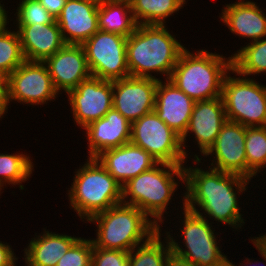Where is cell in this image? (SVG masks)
<instances>
[{
	"instance_id": "cell-1",
	"label": "cell",
	"mask_w": 266,
	"mask_h": 266,
	"mask_svg": "<svg viewBox=\"0 0 266 266\" xmlns=\"http://www.w3.org/2000/svg\"><path fill=\"white\" fill-rule=\"evenodd\" d=\"M184 172L186 191L182 201L185 202L187 210L206 220L208 216L213 221L233 226L232 228L236 230L245 224L240 213L238 196L243 192L245 194L246 185L250 182L248 178L210 167L205 171L201 167L184 166ZM204 213L207 215L204 216Z\"/></svg>"
},
{
	"instance_id": "cell-2",
	"label": "cell",
	"mask_w": 266,
	"mask_h": 266,
	"mask_svg": "<svg viewBox=\"0 0 266 266\" xmlns=\"http://www.w3.org/2000/svg\"><path fill=\"white\" fill-rule=\"evenodd\" d=\"M184 45L165 25L142 24L127 37L126 55L130 76L155 78L161 73L169 79Z\"/></svg>"
},
{
	"instance_id": "cell-3",
	"label": "cell",
	"mask_w": 266,
	"mask_h": 266,
	"mask_svg": "<svg viewBox=\"0 0 266 266\" xmlns=\"http://www.w3.org/2000/svg\"><path fill=\"white\" fill-rule=\"evenodd\" d=\"M232 70L228 58L204 49L194 54L184 49L169 78L181 91L196 101L221 97L223 82Z\"/></svg>"
},
{
	"instance_id": "cell-4",
	"label": "cell",
	"mask_w": 266,
	"mask_h": 266,
	"mask_svg": "<svg viewBox=\"0 0 266 266\" xmlns=\"http://www.w3.org/2000/svg\"><path fill=\"white\" fill-rule=\"evenodd\" d=\"M178 180L185 183L184 165L158 163L122 186V203L143 211L160 228L171 197L179 187Z\"/></svg>"
},
{
	"instance_id": "cell-5",
	"label": "cell",
	"mask_w": 266,
	"mask_h": 266,
	"mask_svg": "<svg viewBox=\"0 0 266 266\" xmlns=\"http://www.w3.org/2000/svg\"><path fill=\"white\" fill-rule=\"evenodd\" d=\"M88 222L97 223L93 247L128 252L159 230L143 211L122 202L96 214Z\"/></svg>"
},
{
	"instance_id": "cell-6",
	"label": "cell",
	"mask_w": 266,
	"mask_h": 266,
	"mask_svg": "<svg viewBox=\"0 0 266 266\" xmlns=\"http://www.w3.org/2000/svg\"><path fill=\"white\" fill-rule=\"evenodd\" d=\"M68 190L70 207L81 220L88 221L98 213L122 202V185L105 169L97 158L88 157L75 171Z\"/></svg>"
},
{
	"instance_id": "cell-7",
	"label": "cell",
	"mask_w": 266,
	"mask_h": 266,
	"mask_svg": "<svg viewBox=\"0 0 266 266\" xmlns=\"http://www.w3.org/2000/svg\"><path fill=\"white\" fill-rule=\"evenodd\" d=\"M253 79L241 78L233 69L226 75L221 98L228 121L246 127L266 126V86Z\"/></svg>"
},
{
	"instance_id": "cell-8",
	"label": "cell",
	"mask_w": 266,
	"mask_h": 266,
	"mask_svg": "<svg viewBox=\"0 0 266 266\" xmlns=\"http://www.w3.org/2000/svg\"><path fill=\"white\" fill-rule=\"evenodd\" d=\"M183 203L184 219L182 220L183 227L182 243L185 248L171 236L170 232L166 233V237L169 240L171 251L178 256L191 261L198 266H216L224 261L227 256L223 254L220 248L217 246V237L214 234L215 228L212 227V223H209V219H205L193 211H189L185 208V202ZM214 229V230H213Z\"/></svg>"
},
{
	"instance_id": "cell-9",
	"label": "cell",
	"mask_w": 266,
	"mask_h": 266,
	"mask_svg": "<svg viewBox=\"0 0 266 266\" xmlns=\"http://www.w3.org/2000/svg\"><path fill=\"white\" fill-rule=\"evenodd\" d=\"M130 143L147 151L158 163L183 165L187 160L181 137L155 111L131 123Z\"/></svg>"
},
{
	"instance_id": "cell-10",
	"label": "cell",
	"mask_w": 266,
	"mask_h": 266,
	"mask_svg": "<svg viewBox=\"0 0 266 266\" xmlns=\"http://www.w3.org/2000/svg\"><path fill=\"white\" fill-rule=\"evenodd\" d=\"M127 37L98 30L82 46L91 76L105 81H116L130 76Z\"/></svg>"
},
{
	"instance_id": "cell-11",
	"label": "cell",
	"mask_w": 266,
	"mask_h": 266,
	"mask_svg": "<svg viewBox=\"0 0 266 266\" xmlns=\"http://www.w3.org/2000/svg\"><path fill=\"white\" fill-rule=\"evenodd\" d=\"M59 95L44 62L25 60L8 76L7 109L11 101L43 105Z\"/></svg>"
},
{
	"instance_id": "cell-12",
	"label": "cell",
	"mask_w": 266,
	"mask_h": 266,
	"mask_svg": "<svg viewBox=\"0 0 266 266\" xmlns=\"http://www.w3.org/2000/svg\"><path fill=\"white\" fill-rule=\"evenodd\" d=\"M67 95L74 121L78 126L85 128L104 117L113 107V81L90 76Z\"/></svg>"
},
{
	"instance_id": "cell-13",
	"label": "cell",
	"mask_w": 266,
	"mask_h": 266,
	"mask_svg": "<svg viewBox=\"0 0 266 266\" xmlns=\"http://www.w3.org/2000/svg\"><path fill=\"white\" fill-rule=\"evenodd\" d=\"M158 79L126 77L113 81V108L130 123L154 111Z\"/></svg>"
},
{
	"instance_id": "cell-14",
	"label": "cell",
	"mask_w": 266,
	"mask_h": 266,
	"mask_svg": "<svg viewBox=\"0 0 266 266\" xmlns=\"http://www.w3.org/2000/svg\"><path fill=\"white\" fill-rule=\"evenodd\" d=\"M245 139L246 126L227 120L214 144L204 154L206 157L215 155L209 167L247 178Z\"/></svg>"
},
{
	"instance_id": "cell-15",
	"label": "cell",
	"mask_w": 266,
	"mask_h": 266,
	"mask_svg": "<svg viewBox=\"0 0 266 266\" xmlns=\"http://www.w3.org/2000/svg\"><path fill=\"white\" fill-rule=\"evenodd\" d=\"M227 122L225 107L221 97L196 101L184 136L181 138L183 151L188 158L186 138L193 133L200 152L204 155L215 140L223 125Z\"/></svg>"
},
{
	"instance_id": "cell-16",
	"label": "cell",
	"mask_w": 266,
	"mask_h": 266,
	"mask_svg": "<svg viewBox=\"0 0 266 266\" xmlns=\"http://www.w3.org/2000/svg\"><path fill=\"white\" fill-rule=\"evenodd\" d=\"M98 7L95 0H66L56 18L65 44L82 45L99 30Z\"/></svg>"
},
{
	"instance_id": "cell-17",
	"label": "cell",
	"mask_w": 266,
	"mask_h": 266,
	"mask_svg": "<svg viewBox=\"0 0 266 266\" xmlns=\"http://www.w3.org/2000/svg\"><path fill=\"white\" fill-rule=\"evenodd\" d=\"M44 63L58 93L67 94L91 76L82 45L65 44Z\"/></svg>"
},
{
	"instance_id": "cell-18",
	"label": "cell",
	"mask_w": 266,
	"mask_h": 266,
	"mask_svg": "<svg viewBox=\"0 0 266 266\" xmlns=\"http://www.w3.org/2000/svg\"><path fill=\"white\" fill-rule=\"evenodd\" d=\"M96 158L122 186L158 164L147 151L132 143L105 150Z\"/></svg>"
},
{
	"instance_id": "cell-19",
	"label": "cell",
	"mask_w": 266,
	"mask_h": 266,
	"mask_svg": "<svg viewBox=\"0 0 266 266\" xmlns=\"http://www.w3.org/2000/svg\"><path fill=\"white\" fill-rule=\"evenodd\" d=\"M194 104L195 101L172 81L158 80L154 111L181 138L188 127Z\"/></svg>"
},
{
	"instance_id": "cell-20",
	"label": "cell",
	"mask_w": 266,
	"mask_h": 266,
	"mask_svg": "<svg viewBox=\"0 0 266 266\" xmlns=\"http://www.w3.org/2000/svg\"><path fill=\"white\" fill-rule=\"evenodd\" d=\"M89 156L96 158L105 150L130 143L131 123L113 107L104 117L87 125Z\"/></svg>"
},
{
	"instance_id": "cell-21",
	"label": "cell",
	"mask_w": 266,
	"mask_h": 266,
	"mask_svg": "<svg viewBox=\"0 0 266 266\" xmlns=\"http://www.w3.org/2000/svg\"><path fill=\"white\" fill-rule=\"evenodd\" d=\"M223 8L220 20L231 33L240 38L252 39L251 42L266 37V14L256 2L238 0Z\"/></svg>"
},
{
	"instance_id": "cell-22",
	"label": "cell",
	"mask_w": 266,
	"mask_h": 266,
	"mask_svg": "<svg viewBox=\"0 0 266 266\" xmlns=\"http://www.w3.org/2000/svg\"><path fill=\"white\" fill-rule=\"evenodd\" d=\"M16 28L28 61L44 62L65 45L56 21L52 24L17 25Z\"/></svg>"
},
{
	"instance_id": "cell-23",
	"label": "cell",
	"mask_w": 266,
	"mask_h": 266,
	"mask_svg": "<svg viewBox=\"0 0 266 266\" xmlns=\"http://www.w3.org/2000/svg\"><path fill=\"white\" fill-rule=\"evenodd\" d=\"M31 238L24 249L26 266H56L65 252L80 238L64 234H56L44 230L42 234Z\"/></svg>"
},
{
	"instance_id": "cell-24",
	"label": "cell",
	"mask_w": 266,
	"mask_h": 266,
	"mask_svg": "<svg viewBox=\"0 0 266 266\" xmlns=\"http://www.w3.org/2000/svg\"><path fill=\"white\" fill-rule=\"evenodd\" d=\"M137 26L131 4L113 0L99 2L98 28L100 30L128 37Z\"/></svg>"
},
{
	"instance_id": "cell-25",
	"label": "cell",
	"mask_w": 266,
	"mask_h": 266,
	"mask_svg": "<svg viewBox=\"0 0 266 266\" xmlns=\"http://www.w3.org/2000/svg\"><path fill=\"white\" fill-rule=\"evenodd\" d=\"M186 3L185 0H134L131 9L138 25H166V19Z\"/></svg>"
},
{
	"instance_id": "cell-26",
	"label": "cell",
	"mask_w": 266,
	"mask_h": 266,
	"mask_svg": "<svg viewBox=\"0 0 266 266\" xmlns=\"http://www.w3.org/2000/svg\"><path fill=\"white\" fill-rule=\"evenodd\" d=\"M161 227L146 242L129 252L130 266H166L171 251L167 237L165 245L161 238ZM167 240V241H166Z\"/></svg>"
},
{
	"instance_id": "cell-27",
	"label": "cell",
	"mask_w": 266,
	"mask_h": 266,
	"mask_svg": "<svg viewBox=\"0 0 266 266\" xmlns=\"http://www.w3.org/2000/svg\"><path fill=\"white\" fill-rule=\"evenodd\" d=\"M232 69L247 78L266 73V37L240 47L232 56Z\"/></svg>"
},
{
	"instance_id": "cell-28",
	"label": "cell",
	"mask_w": 266,
	"mask_h": 266,
	"mask_svg": "<svg viewBox=\"0 0 266 266\" xmlns=\"http://www.w3.org/2000/svg\"><path fill=\"white\" fill-rule=\"evenodd\" d=\"M29 155L21 153L9 154L0 153V188L3 186L19 185L20 189H24L22 182L29 180L34 171V163Z\"/></svg>"
},
{
	"instance_id": "cell-29",
	"label": "cell",
	"mask_w": 266,
	"mask_h": 266,
	"mask_svg": "<svg viewBox=\"0 0 266 266\" xmlns=\"http://www.w3.org/2000/svg\"><path fill=\"white\" fill-rule=\"evenodd\" d=\"M245 151L251 180L266 167V126L246 127Z\"/></svg>"
},
{
	"instance_id": "cell-30",
	"label": "cell",
	"mask_w": 266,
	"mask_h": 266,
	"mask_svg": "<svg viewBox=\"0 0 266 266\" xmlns=\"http://www.w3.org/2000/svg\"><path fill=\"white\" fill-rule=\"evenodd\" d=\"M18 32L7 28L0 32V71L7 76L14 72L24 61Z\"/></svg>"
},
{
	"instance_id": "cell-31",
	"label": "cell",
	"mask_w": 266,
	"mask_h": 266,
	"mask_svg": "<svg viewBox=\"0 0 266 266\" xmlns=\"http://www.w3.org/2000/svg\"><path fill=\"white\" fill-rule=\"evenodd\" d=\"M21 1L15 13L17 25L52 24L56 21L38 0Z\"/></svg>"
},
{
	"instance_id": "cell-32",
	"label": "cell",
	"mask_w": 266,
	"mask_h": 266,
	"mask_svg": "<svg viewBox=\"0 0 266 266\" xmlns=\"http://www.w3.org/2000/svg\"><path fill=\"white\" fill-rule=\"evenodd\" d=\"M92 253V240L80 237L59 259L56 266H91Z\"/></svg>"
},
{
	"instance_id": "cell-33",
	"label": "cell",
	"mask_w": 266,
	"mask_h": 266,
	"mask_svg": "<svg viewBox=\"0 0 266 266\" xmlns=\"http://www.w3.org/2000/svg\"><path fill=\"white\" fill-rule=\"evenodd\" d=\"M91 266H130L129 252L93 247Z\"/></svg>"
},
{
	"instance_id": "cell-34",
	"label": "cell",
	"mask_w": 266,
	"mask_h": 266,
	"mask_svg": "<svg viewBox=\"0 0 266 266\" xmlns=\"http://www.w3.org/2000/svg\"><path fill=\"white\" fill-rule=\"evenodd\" d=\"M16 255L7 243L0 241V266H15L16 265Z\"/></svg>"
},
{
	"instance_id": "cell-35",
	"label": "cell",
	"mask_w": 266,
	"mask_h": 266,
	"mask_svg": "<svg viewBox=\"0 0 266 266\" xmlns=\"http://www.w3.org/2000/svg\"><path fill=\"white\" fill-rule=\"evenodd\" d=\"M8 76L0 71V118L7 112Z\"/></svg>"
},
{
	"instance_id": "cell-36",
	"label": "cell",
	"mask_w": 266,
	"mask_h": 266,
	"mask_svg": "<svg viewBox=\"0 0 266 266\" xmlns=\"http://www.w3.org/2000/svg\"><path fill=\"white\" fill-rule=\"evenodd\" d=\"M38 1L54 18H57L60 15L66 3V0H38Z\"/></svg>"
},
{
	"instance_id": "cell-37",
	"label": "cell",
	"mask_w": 266,
	"mask_h": 266,
	"mask_svg": "<svg viewBox=\"0 0 266 266\" xmlns=\"http://www.w3.org/2000/svg\"><path fill=\"white\" fill-rule=\"evenodd\" d=\"M166 266H198V265L171 252Z\"/></svg>"
},
{
	"instance_id": "cell-38",
	"label": "cell",
	"mask_w": 266,
	"mask_h": 266,
	"mask_svg": "<svg viewBox=\"0 0 266 266\" xmlns=\"http://www.w3.org/2000/svg\"><path fill=\"white\" fill-rule=\"evenodd\" d=\"M259 237L251 238V242H253L265 255H266V233Z\"/></svg>"
},
{
	"instance_id": "cell-39",
	"label": "cell",
	"mask_w": 266,
	"mask_h": 266,
	"mask_svg": "<svg viewBox=\"0 0 266 266\" xmlns=\"http://www.w3.org/2000/svg\"><path fill=\"white\" fill-rule=\"evenodd\" d=\"M3 6L4 4L2 5L0 2V32L6 29L7 23L9 22V19L7 18L8 12Z\"/></svg>"
},
{
	"instance_id": "cell-40",
	"label": "cell",
	"mask_w": 266,
	"mask_h": 266,
	"mask_svg": "<svg viewBox=\"0 0 266 266\" xmlns=\"http://www.w3.org/2000/svg\"><path fill=\"white\" fill-rule=\"evenodd\" d=\"M245 260H246V262H245L246 264H245V263L243 264L242 262L239 263V264H240L241 266H244V265H245V266H254V265L256 266V264H257V260H256V264H254V265H253V262L251 261L252 259L246 258ZM249 264H250V265H249ZM251 264H252V265H251ZM240 265H239V266H240ZM230 266H237V265H235V263L233 264V262L231 261V262H230ZM264 266H265V265H264Z\"/></svg>"
},
{
	"instance_id": "cell-41",
	"label": "cell",
	"mask_w": 266,
	"mask_h": 266,
	"mask_svg": "<svg viewBox=\"0 0 266 266\" xmlns=\"http://www.w3.org/2000/svg\"><path fill=\"white\" fill-rule=\"evenodd\" d=\"M216 266H230V260L226 258L224 261H222L220 264Z\"/></svg>"
},
{
	"instance_id": "cell-42",
	"label": "cell",
	"mask_w": 266,
	"mask_h": 266,
	"mask_svg": "<svg viewBox=\"0 0 266 266\" xmlns=\"http://www.w3.org/2000/svg\"><path fill=\"white\" fill-rule=\"evenodd\" d=\"M252 244L256 247V249L258 250V252L260 253V256H262V258L265 259L266 261V255L252 242ZM266 265V264H265Z\"/></svg>"
},
{
	"instance_id": "cell-43",
	"label": "cell",
	"mask_w": 266,
	"mask_h": 266,
	"mask_svg": "<svg viewBox=\"0 0 266 266\" xmlns=\"http://www.w3.org/2000/svg\"><path fill=\"white\" fill-rule=\"evenodd\" d=\"M113 1L126 2V3L131 4L134 0H113Z\"/></svg>"
}]
</instances>
